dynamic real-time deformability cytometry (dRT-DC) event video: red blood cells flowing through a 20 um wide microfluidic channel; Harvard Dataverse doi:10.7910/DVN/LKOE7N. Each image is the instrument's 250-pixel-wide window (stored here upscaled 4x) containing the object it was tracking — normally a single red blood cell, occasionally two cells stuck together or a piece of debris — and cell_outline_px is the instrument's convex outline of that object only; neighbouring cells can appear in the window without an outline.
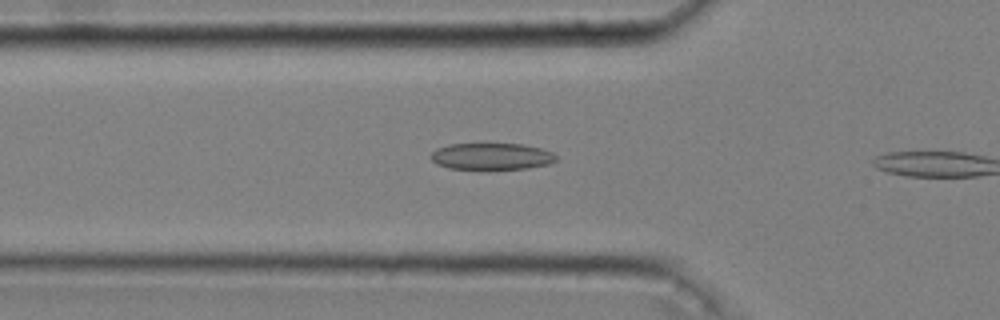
{"species": "common noctule bat (a hibernating species)", "species_latin": "Nyctalus noctula", "temperature_condition": "cold", "stored_images_in_passage": 4, "camera_frame_rate_fps": 3000, "um_per_image_px": 0.085, "animal": {"sex": "male", "body_mass_g": 20.4}, "frame": {"image": 1, "passage_image": 3, "time_ms": 0.667, "image_size_px": [1000, 320], "cell_outline_px": [[556, 160], [552, 164], [528, 168], [488, 172], [448, 168], [436, 164], [432, 160], [432, 152], [436, 148], [452, 144], [524, 144], [540, 148], [552, 152], [556, 156]], "centroid_in_image_um": [41.8, 13.34], "position_along_channel_um": 84.0, "area_um2": 20.35}}